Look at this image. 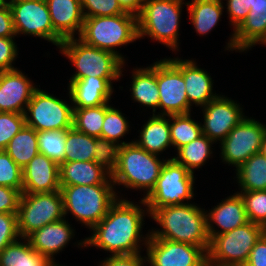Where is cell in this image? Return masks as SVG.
Here are the masks:
<instances>
[{
  "mask_svg": "<svg viewBox=\"0 0 266 266\" xmlns=\"http://www.w3.org/2000/svg\"><path fill=\"white\" fill-rule=\"evenodd\" d=\"M145 210L138 204L125 199H117L107 215L91 230L93 235L79 242L84 247L94 246L112 255L140 254Z\"/></svg>",
  "mask_w": 266,
  "mask_h": 266,
  "instance_id": "1",
  "label": "cell"
},
{
  "mask_svg": "<svg viewBox=\"0 0 266 266\" xmlns=\"http://www.w3.org/2000/svg\"><path fill=\"white\" fill-rule=\"evenodd\" d=\"M207 212L195 204L186 203L160 207L149 216L161 228L152 229L149 236L196 245L209 250L210 238L207 232Z\"/></svg>",
  "mask_w": 266,
  "mask_h": 266,
  "instance_id": "2",
  "label": "cell"
},
{
  "mask_svg": "<svg viewBox=\"0 0 266 266\" xmlns=\"http://www.w3.org/2000/svg\"><path fill=\"white\" fill-rule=\"evenodd\" d=\"M159 156L140 148L134 141L121 145L118 162L111 179L116 184L124 185L127 189H142L147 196L154 188L166 162L160 161Z\"/></svg>",
  "mask_w": 266,
  "mask_h": 266,
  "instance_id": "3",
  "label": "cell"
},
{
  "mask_svg": "<svg viewBox=\"0 0 266 266\" xmlns=\"http://www.w3.org/2000/svg\"><path fill=\"white\" fill-rule=\"evenodd\" d=\"M114 185L60 186L64 216L69 212L77 221L92 229L119 198Z\"/></svg>",
  "mask_w": 266,
  "mask_h": 266,
  "instance_id": "4",
  "label": "cell"
},
{
  "mask_svg": "<svg viewBox=\"0 0 266 266\" xmlns=\"http://www.w3.org/2000/svg\"><path fill=\"white\" fill-rule=\"evenodd\" d=\"M78 38L89 46L117 55L125 63L124 57L115 48L139 39L138 17L129 13L86 17Z\"/></svg>",
  "mask_w": 266,
  "mask_h": 266,
  "instance_id": "5",
  "label": "cell"
},
{
  "mask_svg": "<svg viewBox=\"0 0 266 266\" xmlns=\"http://www.w3.org/2000/svg\"><path fill=\"white\" fill-rule=\"evenodd\" d=\"M184 0H146L138 16V38L151 37L175 51Z\"/></svg>",
  "mask_w": 266,
  "mask_h": 266,
  "instance_id": "6",
  "label": "cell"
},
{
  "mask_svg": "<svg viewBox=\"0 0 266 266\" xmlns=\"http://www.w3.org/2000/svg\"><path fill=\"white\" fill-rule=\"evenodd\" d=\"M60 51L70 59L76 72L70 80L84 77L120 78L124 62L115 54L85 44L79 38H68L62 41Z\"/></svg>",
  "mask_w": 266,
  "mask_h": 266,
  "instance_id": "7",
  "label": "cell"
},
{
  "mask_svg": "<svg viewBox=\"0 0 266 266\" xmlns=\"http://www.w3.org/2000/svg\"><path fill=\"white\" fill-rule=\"evenodd\" d=\"M194 174L173 158L164 163L160 176L152 191L141 199L140 204L146 206V215L154 210L179 204L194 197Z\"/></svg>",
  "mask_w": 266,
  "mask_h": 266,
  "instance_id": "8",
  "label": "cell"
},
{
  "mask_svg": "<svg viewBox=\"0 0 266 266\" xmlns=\"http://www.w3.org/2000/svg\"><path fill=\"white\" fill-rule=\"evenodd\" d=\"M262 234L263 226L249 221L243 226L214 236L207 252V265L244 266Z\"/></svg>",
  "mask_w": 266,
  "mask_h": 266,
  "instance_id": "9",
  "label": "cell"
},
{
  "mask_svg": "<svg viewBox=\"0 0 266 266\" xmlns=\"http://www.w3.org/2000/svg\"><path fill=\"white\" fill-rule=\"evenodd\" d=\"M64 217L63 198L60 191L22 193L17 211L19 236L23 240L35 230Z\"/></svg>",
  "mask_w": 266,
  "mask_h": 266,
  "instance_id": "10",
  "label": "cell"
},
{
  "mask_svg": "<svg viewBox=\"0 0 266 266\" xmlns=\"http://www.w3.org/2000/svg\"><path fill=\"white\" fill-rule=\"evenodd\" d=\"M26 109L25 124L37 132L69 130L73 127V106L45 90L37 88Z\"/></svg>",
  "mask_w": 266,
  "mask_h": 266,
  "instance_id": "11",
  "label": "cell"
},
{
  "mask_svg": "<svg viewBox=\"0 0 266 266\" xmlns=\"http://www.w3.org/2000/svg\"><path fill=\"white\" fill-rule=\"evenodd\" d=\"M8 4L16 35H33L60 47L63 39L54 31L45 0H10Z\"/></svg>",
  "mask_w": 266,
  "mask_h": 266,
  "instance_id": "12",
  "label": "cell"
},
{
  "mask_svg": "<svg viewBox=\"0 0 266 266\" xmlns=\"http://www.w3.org/2000/svg\"><path fill=\"white\" fill-rule=\"evenodd\" d=\"M266 125L244 117L220 142L221 158L227 164L240 167L251 156L261 151Z\"/></svg>",
  "mask_w": 266,
  "mask_h": 266,
  "instance_id": "13",
  "label": "cell"
},
{
  "mask_svg": "<svg viewBox=\"0 0 266 266\" xmlns=\"http://www.w3.org/2000/svg\"><path fill=\"white\" fill-rule=\"evenodd\" d=\"M142 237L146 245V262L150 266H208L207 252L196 245L150 237Z\"/></svg>",
  "mask_w": 266,
  "mask_h": 266,
  "instance_id": "14",
  "label": "cell"
},
{
  "mask_svg": "<svg viewBox=\"0 0 266 266\" xmlns=\"http://www.w3.org/2000/svg\"><path fill=\"white\" fill-rule=\"evenodd\" d=\"M157 84L162 109L157 115L191 113L182 72L169 59L157 61Z\"/></svg>",
  "mask_w": 266,
  "mask_h": 266,
  "instance_id": "15",
  "label": "cell"
},
{
  "mask_svg": "<svg viewBox=\"0 0 266 266\" xmlns=\"http://www.w3.org/2000/svg\"><path fill=\"white\" fill-rule=\"evenodd\" d=\"M202 134L214 142L224 140L228 133L245 117L242 107L232 99L218 95L202 109Z\"/></svg>",
  "mask_w": 266,
  "mask_h": 266,
  "instance_id": "16",
  "label": "cell"
},
{
  "mask_svg": "<svg viewBox=\"0 0 266 266\" xmlns=\"http://www.w3.org/2000/svg\"><path fill=\"white\" fill-rule=\"evenodd\" d=\"M37 88L17 68L2 71L0 74V112L24 114Z\"/></svg>",
  "mask_w": 266,
  "mask_h": 266,
  "instance_id": "17",
  "label": "cell"
},
{
  "mask_svg": "<svg viewBox=\"0 0 266 266\" xmlns=\"http://www.w3.org/2000/svg\"><path fill=\"white\" fill-rule=\"evenodd\" d=\"M60 191L59 165L38 153L23 169L22 193H50Z\"/></svg>",
  "mask_w": 266,
  "mask_h": 266,
  "instance_id": "18",
  "label": "cell"
},
{
  "mask_svg": "<svg viewBox=\"0 0 266 266\" xmlns=\"http://www.w3.org/2000/svg\"><path fill=\"white\" fill-rule=\"evenodd\" d=\"M266 36V0H254L249 14L233 32L227 50L247 51Z\"/></svg>",
  "mask_w": 266,
  "mask_h": 266,
  "instance_id": "19",
  "label": "cell"
},
{
  "mask_svg": "<svg viewBox=\"0 0 266 266\" xmlns=\"http://www.w3.org/2000/svg\"><path fill=\"white\" fill-rule=\"evenodd\" d=\"M120 78L84 77L79 80H70L69 98L73 108L97 107L109 103L114 92L112 80Z\"/></svg>",
  "mask_w": 266,
  "mask_h": 266,
  "instance_id": "20",
  "label": "cell"
},
{
  "mask_svg": "<svg viewBox=\"0 0 266 266\" xmlns=\"http://www.w3.org/2000/svg\"><path fill=\"white\" fill-rule=\"evenodd\" d=\"M181 72L185 82V89L190 106L204 107L215 99L218 94L213 93V80L204 69L199 68L193 60L168 58Z\"/></svg>",
  "mask_w": 266,
  "mask_h": 266,
  "instance_id": "21",
  "label": "cell"
},
{
  "mask_svg": "<svg viewBox=\"0 0 266 266\" xmlns=\"http://www.w3.org/2000/svg\"><path fill=\"white\" fill-rule=\"evenodd\" d=\"M70 226L64 217L35 230L26 239L35 251L56 264L54 254L62 251L74 236V230Z\"/></svg>",
  "mask_w": 266,
  "mask_h": 266,
  "instance_id": "22",
  "label": "cell"
},
{
  "mask_svg": "<svg viewBox=\"0 0 266 266\" xmlns=\"http://www.w3.org/2000/svg\"><path fill=\"white\" fill-rule=\"evenodd\" d=\"M207 215V232L210 240L222 233L231 231L248 223L245 205L240 193L229 196L221 203L213 207ZM213 223L218 225L220 230H214Z\"/></svg>",
  "mask_w": 266,
  "mask_h": 266,
  "instance_id": "23",
  "label": "cell"
},
{
  "mask_svg": "<svg viewBox=\"0 0 266 266\" xmlns=\"http://www.w3.org/2000/svg\"><path fill=\"white\" fill-rule=\"evenodd\" d=\"M54 31L63 39L81 34L84 15L81 0H45Z\"/></svg>",
  "mask_w": 266,
  "mask_h": 266,
  "instance_id": "24",
  "label": "cell"
},
{
  "mask_svg": "<svg viewBox=\"0 0 266 266\" xmlns=\"http://www.w3.org/2000/svg\"><path fill=\"white\" fill-rule=\"evenodd\" d=\"M59 170L60 186L114 185L111 175L93 161L64 162L59 166Z\"/></svg>",
  "mask_w": 266,
  "mask_h": 266,
  "instance_id": "25",
  "label": "cell"
},
{
  "mask_svg": "<svg viewBox=\"0 0 266 266\" xmlns=\"http://www.w3.org/2000/svg\"><path fill=\"white\" fill-rule=\"evenodd\" d=\"M153 114L140 131V139L134 141L140 148L159 155L172 146L170 137V115Z\"/></svg>",
  "mask_w": 266,
  "mask_h": 266,
  "instance_id": "26",
  "label": "cell"
},
{
  "mask_svg": "<svg viewBox=\"0 0 266 266\" xmlns=\"http://www.w3.org/2000/svg\"><path fill=\"white\" fill-rule=\"evenodd\" d=\"M138 69V70H137ZM132 72L130 87L132 100L143 106L151 107L153 114L159 108V91L157 84V62L146 68H137Z\"/></svg>",
  "mask_w": 266,
  "mask_h": 266,
  "instance_id": "27",
  "label": "cell"
},
{
  "mask_svg": "<svg viewBox=\"0 0 266 266\" xmlns=\"http://www.w3.org/2000/svg\"><path fill=\"white\" fill-rule=\"evenodd\" d=\"M222 3V0H192L185 4L199 35L208 34L217 25L224 9Z\"/></svg>",
  "mask_w": 266,
  "mask_h": 266,
  "instance_id": "28",
  "label": "cell"
},
{
  "mask_svg": "<svg viewBox=\"0 0 266 266\" xmlns=\"http://www.w3.org/2000/svg\"><path fill=\"white\" fill-rule=\"evenodd\" d=\"M24 242L15 241L7 245L0 252V266H54L48 258L40 255L29 244L26 238Z\"/></svg>",
  "mask_w": 266,
  "mask_h": 266,
  "instance_id": "29",
  "label": "cell"
},
{
  "mask_svg": "<svg viewBox=\"0 0 266 266\" xmlns=\"http://www.w3.org/2000/svg\"><path fill=\"white\" fill-rule=\"evenodd\" d=\"M4 151L23 170L39 153L37 131L25 124L9 141Z\"/></svg>",
  "mask_w": 266,
  "mask_h": 266,
  "instance_id": "30",
  "label": "cell"
},
{
  "mask_svg": "<svg viewBox=\"0 0 266 266\" xmlns=\"http://www.w3.org/2000/svg\"><path fill=\"white\" fill-rule=\"evenodd\" d=\"M240 192L266 190V157L260 152L236 169Z\"/></svg>",
  "mask_w": 266,
  "mask_h": 266,
  "instance_id": "31",
  "label": "cell"
},
{
  "mask_svg": "<svg viewBox=\"0 0 266 266\" xmlns=\"http://www.w3.org/2000/svg\"><path fill=\"white\" fill-rule=\"evenodd\" d=\"M213 143V140L202 134L189 144H186L179 148L177 150L178 154H176L177 157L175 156L173 157V159L194 174L193 169H198L202 165L204 166L207 158H209L213 153L211 150Z\"/></svg>",
  "mask_w": 266,
  "mask_h": 266,
  "instance_id": "32",
  "label": "cell"
},
{
  "mask_svg": "<svg viewBox=\"0 0 266 266\" xmlns=\"http://www.w3.org/2000/svg\"><path fill=\"white\" fill-rule=\"evenodd\" d=\"M95 149V137L81 133L73 127L67 130L65 141V162L93 161Z\"/></svg>",
  "mask_w": 266,
  "mask_h": 266,
  "instance_id": "33",
  "label": "cell"
},
{
  "mask_svg": "<svg viewBox=\"0 0 266 266\" xmlns=\"http://www.w3.org/2000/svg\"><path fill=\"white\" fill-rule=\"evenodd\" d=\"M170 119V137L176 150L202 135V124L191 119L190 113L170 115Z\"/></svg>",
  "mask_w": 266,
  "mask_h": 266,
  "instance_id": "34",
  "label": "cell"
},
{
  "mask_svg": "<svg viewBox=\"0 0 266 266\" xmlns=\"http://www.w3.org/2000/svg\"><path fill=\"white\" fill-rule=\"evenodd\" d=\"M105 104L89 108H73V128L92 137H101Z\"/></svg>",
  "mask_w": 266,
  "mask_h": 266,
  "instance_id": "35",
  "label": "cell"
},
{
  "mask_svg": "<svg viewBox=\"0 0 266 266\" xmlns=\"http://www.w3.org/2000/svg\"><path fill=\"white\" fill-rule=\"evenodd\" d=\"M67 130L37 132L39 153L53 160L59 166L65 162V141Z\"/></svg>",
  "mask_w": 266,
  "mask_h": 266,
  "instance_id": "36",
  "label": "cell"
},
{
  "mask_svg": "<svg viewBox=\"0 0 266 266\" xmlns=\"http://www.w3.org/2000/svg\"><path fill=\"white\" fill-rule=\"evenodd\" d=\"M121 111L115 109L108 103L105 104V117L101 131V137L120 145L129 144L132 142H121L120 138L124 137L129 132V122L126 120ZM120 141V143H119Z\"/></svg>",
  "mask_w": 266,
  "mask_h": 266,
  "instance_id": "37",
  "label": "cell"
},
{
  "mask_svg": "<svg viewBox=\"0 0 266 266\" xmlns=\"http://www.w3.org/2000/svg\"><path fill=\"white\" fill-rule=\"evenodd\" d=\"M120 147L116 142L102 137L95 138L93 162L112 175L117 166Z\"/></svg>",
  "mask_w": 266,
  "mask_h": 266,
  "instance_id": "38",
  "label": "cell"
},
{
  "mask_svg": "<svg viewBox=\"0 0 266 266\" xmlns=\"http://www.w3.org/2000/svg\"><path fill=\"white\" fill-rule=\"evenodd\" d=\"M238 193L243 198L248 220L264 227L266 225V190Z\"/></svg>",
  "mask_w": 266,
  "mask_h": 266,
  "instance_id": "39",
  "label": "cell"
},
{
  "mask_svg": "<svg viewBox=\"0 0 266 266\" xmlns=\"http://www.w3.org/2000/svg\"><path fill=\"white\" fill-rule=\"evenodd\" d=\"M0 186L11 187L22 193L23 170L4 150H0Z\"/></svg>",
  "mask_w": 266,
  "mask_h": 266,
  "instance_id": "40",
  "label": "cell"
},
{
  "mask_svg": "<svg viewBox=\"0 0 266 266\" xmlns=\"http://www.w3.org/2000/svg\"><path fill=\"white\" fill-rule=\"evenodd\" d=\"M25 125L24 114L0 112V150H5L9 141Z\"/></svg>",
  "mask_w": 266,
  "mask_h": 266,
  "instance_id": "41",
  "label": "cell"
},
{
  "mask_svg": "<svg viewBox=\"0 0 266 266\" xmlns=\"http://www.w3.org/2000/svg\"><path fill=\"white\" fill-rule=\"evenodd\" d=\"M84 18L125 14L118 0H81Z\"/></svg>",
  "mask_w": 266,
  "mask_h": 266,
  "instance_id": "42",
  "label": "cell"
},
{
  "mask_svg": "<svg viewBox=\"0 0 266 266\" xmlns=\"http://www.w3.org/2000/svg\"><path fill=\"white\" fill-rule=\"evenodd\" d=\"M17 240H20L17 213H0V252Z\"/></svg>",
  "mask_w": 266,
  "mask_h": 266,
  "instance_id": "43",
  "label": "cell"
},
{
  "mask_svg": "<svg viewBox=\"0 0 266 266\" xmlns=\"http://www.w3.org/2000/svg\"><path fill=\"white\" fill-rule=\"evenodd\" d=\"M254 0H227V13L235 31L249 14Z\"/></svg>",
  "mask_w": 266,
  "mask_h": 266,
  "instance_id": "44",
  "label": "cell"
},
{
  "mask_svg": "<svg viewBox=\"0 0 266 266\" xmlns=\"http://www.w3.org/2000/svg\"><path fill=\"white\" fill-rule=\"evenodd\" d=\"M14 37H0V70L7 71L16 69L12 65L18 55V48L13 41Z\"/></svg>",
  "mask_w": 266,
  "mask_h": 266,
  "instance_id": "45",
  "label": "cell"
},
{
  "mask_svg": "<svg viewBox=\"0 0 266 266\" xmlns=\"http://www.w3.org/2000/svg\"><path fill=\"white\" fill-rule=\"evenodd\" d=\"M21 194L17 189L0 186V213H17Z\"/></svg>",
  "mask_w": 266,
  "mask_h": 266,
  "instance_id": "46",
  "label": "cell"
},
{
  "mask_svg": "<svg viewBox=\"0 0 266 266\" xmlns=\"http://www.w3.org/2000/svg\"><path fill=\"white\" fill-rule=\"evenodd\" d=\"M146 258L141 254L110 255L99 266H144Z\"/></svg>",
  "mask_w": 266,
  "mask_h": 266,
  "instance_id": "47",
  "label": "cell"
},
{
  "mask_svg": "<svg viewBox=\"0 0 266 266\" xmlns=\"http://www.w3.org/2000/svg\"><path fill=\"white\" fill-rule=\"evenodd\" d=\"M244 266H266V236L264 233L256 241Z\"/></svg>",
  "mask_w": 266,
  "mask_h": 266,
  "instance_id": "48",
  "label": "cell"
},
{
  "mask_svg": "<svg viewBox=\"0 0 266 266\" xmlns=\"http://www.w3.org/2000/svg\"><path fill=\"white\" fill-rule=\"evenodd\" d=\"M16 32L12 18L11 9L7 3L4 7L0 8V37H15Z\"/></svg>",
  "mask_w": 266,
  "mask_h": 266,
  "instance_id": "49",
  "label": "cell"
},
{
  "mask_svg": "<svg viewBox=\"0 0 266 266\" xmlns=\"http://www.w3.org/2000/svg\"><path fill=\"white\" fill-rule=\"evenodd\" d=\"M146 0H118V3L125 13L138 17L143 9Z\"/></svg>",
  "mask_w": 266,
  "mask_h": 266,
  "instance_id": "50",
  "label": "cell"
},
{
  "mask_svg": "<svg viewBox=\"0 0 266 266\" xmlns=\"http://www.w3.org/2000/svg\"><path fill=\"white\" fill-rule=\"evenodd\" d=\"M260 153L266 157V133L264 135L263 141H262V147Z\"/></svg>",
  "mask_w": 266,
  "mask_h": 266,
  "instance_id": "51",
  "label": "cell"
},
{
  "mask_svg": "<svg viewBox=\"0 0 266 266\" xmlns=\"http://www.w3.org/2000/svg\"><path fill=\"white\" fill-rule=\"evenodd\" d=\"M7 3V0H0V8L4 7Z\"/></svg>",
  "mask_w": 266,
  "mask_h": 266,
  "instance_id": "52",
  "label": "cell"
},
{
  "mask_svg": "<svg viewBox=\"0 0 266 266\" xmlns=\"http://www.w3.org/2000/svg\"><path fill=\"white\" fill-rule=\"evenodd\" d=\"M259 44L266 45V36L264 37V39Z\"/></svg>",
  "mask_w": 266,
  "mask_h": 266,
  "instance_id": "53",
  "label": "cell"
},
{
  "mask_svg": "<svg viewBox=\"0 0 266 266\" xmlns=\"http://www.w3.org/2000/svg\"><path fill=\"white\" fill-rule=\"evenodd\" d=\"M263 233L266 236V225L263 227Z\"/></svg>",
  "mask_w": 266,
  "mask_h": 266,
  "instance_id": "54",
  "label": "cell"
}]
</instances>
